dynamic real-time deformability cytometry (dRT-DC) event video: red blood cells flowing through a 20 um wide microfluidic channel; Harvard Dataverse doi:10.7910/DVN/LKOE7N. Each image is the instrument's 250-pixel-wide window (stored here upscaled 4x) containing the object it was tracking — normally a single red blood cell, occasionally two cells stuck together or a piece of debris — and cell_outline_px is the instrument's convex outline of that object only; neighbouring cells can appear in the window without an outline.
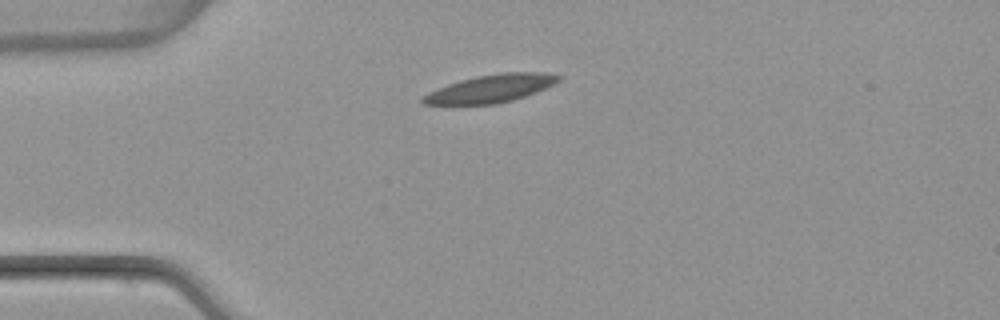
{"species": "common noctule bat (a hibernating species)", "species_latin": "Nyctalus noctula", "temperature_condition": "warm", "stored_images_in_passage": 6, "camera_frame_rate_fps": 3000, "um_per_image_px": 0.085, "animal": {"sex": "female", "body_mass_g": 22.7, "forearm_length_mm": 54.2}, "frame": {"image": 1, "passage_image": 6, "time_ms": 7.0, "image_size_px": [1000, 320], "cell_outline_px": [[564, 76], [560, 80], [536, 92], [512, 100], [496, 104], [420, 104], [420, 96], [428, 92], [448, 84], [460, 80], [476, 76], [500, 72], [548, 72]], "centroid_in_image_um": [41.7, 7.51], "position_along_channel_um": 43.3, "area_um2": 22.08}}